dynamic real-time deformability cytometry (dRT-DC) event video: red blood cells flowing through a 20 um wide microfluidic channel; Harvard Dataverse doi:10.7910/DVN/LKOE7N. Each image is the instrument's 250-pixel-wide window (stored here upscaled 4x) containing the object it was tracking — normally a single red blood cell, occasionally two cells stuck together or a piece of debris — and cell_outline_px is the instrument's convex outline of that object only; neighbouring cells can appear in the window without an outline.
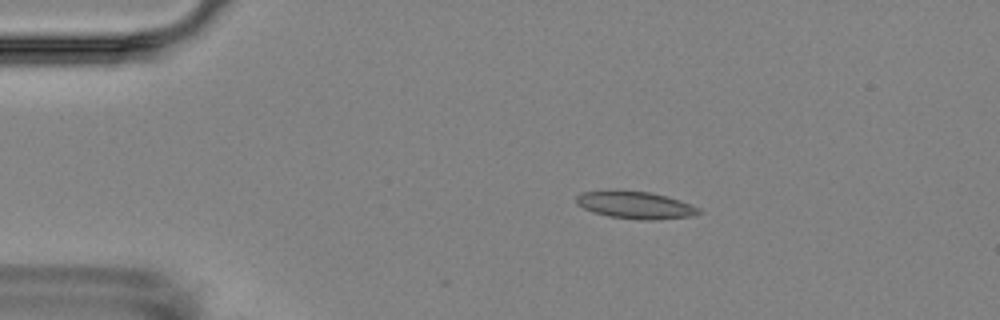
{"species": "Egyptian fruit bat (a non-hibernating species)", "species_latin": "Rousettus aegyptiacus", "temperature_condition": "room temperature", "stored_images_in_passage": 7, "camera_frame_rate_fps": 3000, "um_per_image_px": 0.085, "animal": {"sex": "female"}, "frame": {"image": 1, "passage_image": 2, "time_ms": 2.0, "image_size_px": [1000, 320], "cell_outline_px": [[704, 212], [692, 216], [652, 220], [640, 220], [608, 216], [592, 212], [576, 204], [576, 196], [584, 192], [608, 188], [612, 188], [648, 192], [668, 196], [680, 200], [700, 208]], "centroid_in_image_um": [53.98, 17.4], "position_along_channel_um": 31.0, "area_um2": 20.06}}
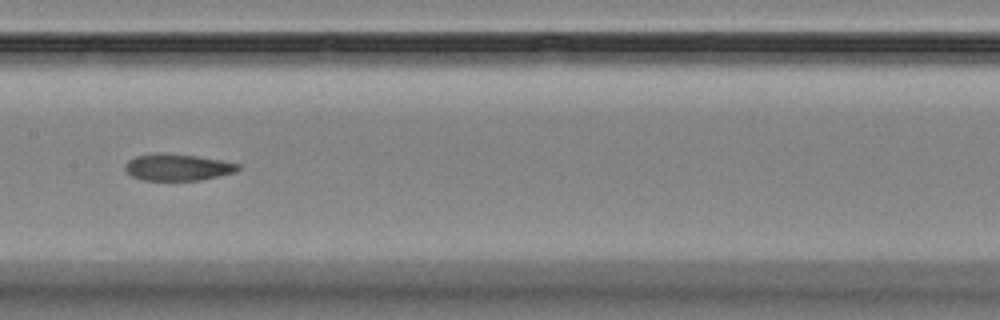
{"frame": {"image": 2, "passage_image": 7, "time_ms": 8.0, "image_size_px": [1000, 320], "cell_outline_px": [[240, 168], [236, 172], [200, 180], [144, 180], [132, 176], [124, 168], [124, 164], [128, 160], [136, 156], [160, 152], [164, 152], [196, 156], [220, 160], [240, 164]], "centroid_in_image_um": [15.08, 14.21], "position_along_channel_um": 192.3, "area_um2": 17.57}}